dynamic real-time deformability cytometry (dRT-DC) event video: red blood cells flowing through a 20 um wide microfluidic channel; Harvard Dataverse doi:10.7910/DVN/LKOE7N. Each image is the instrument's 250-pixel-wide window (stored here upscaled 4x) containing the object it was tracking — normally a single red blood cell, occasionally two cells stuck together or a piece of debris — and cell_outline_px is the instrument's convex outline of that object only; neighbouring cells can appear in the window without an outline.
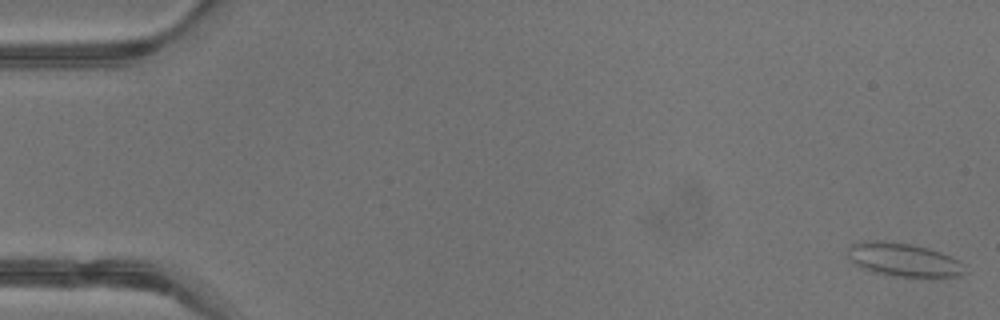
{"species": "common noctule bat (a hibernating species)", "species_latin": "Nyctalus noctula", "temperature_condition": "warm", "stored_images_in_passage": 44, "camera_frame_rate_fps": 3000, "um_per_image_px": 0.085, "animal": {"sex": "male", "body_mass_g": 13.3}, "frame": {"image": 1, "passage_image": 1, "time_ms": 0.0, "image_size_px": [1000, 320], "cell_outline_px": [[968, 272], [960, 276], [888, 276], [872, 272], [856, 264], [848, 256], [848, 248], [852, 244], [860, 240], [884, 240], [912, 244], [928, 248], [952, 256], [960, 260], [964, 264]], "centroid_in_image_um": [76.82, 22.06], "position_along_channel_um": 8.2, "area_um2": 23.06}}
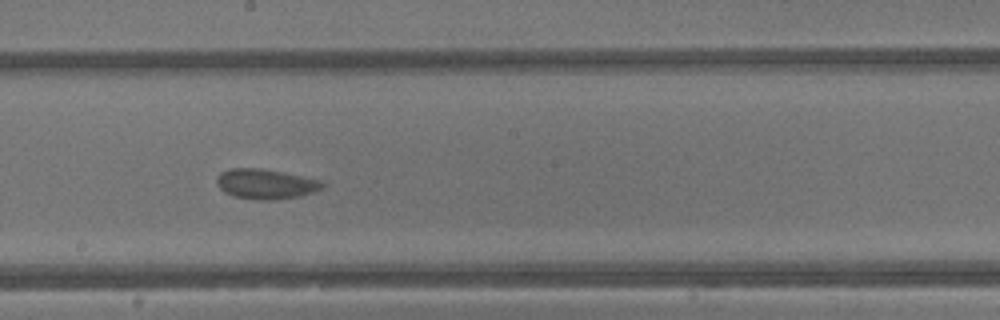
{"frame": {"image": 2, "passage_image": 25, "time_ms": 8.0, "image_size_px": [1000, 320], "cell_outline_px": [[324, 188], [300, 196], [276, 200], [256, 200], [232, 196], [224, 192], [216, 184], [216, 176], [220, 172], [228, 168], [260, 168], [284, 172], [320, 180], [324, 184]], "centroid_in_image_um": [22.54, 15.64], "position_along_channel_um": 225.7, "area_um2": 18.73}}
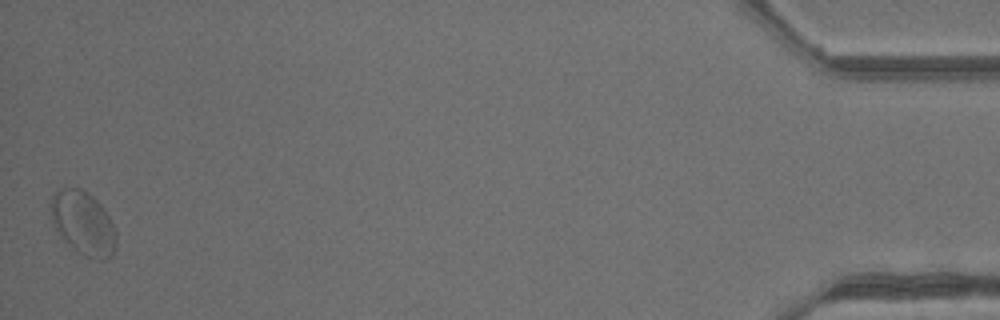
{"frame": {"image": 3, "passage_image": 44, "time_ms": 14.333, "image_size_px": [1000, 320], "cell_outline_px": [[116, 248], [112, 256], [104, 260], [100, 260], [84, 256], [68, 244], [56, 232], [52, 224], [52, 192], [60, 188], [80, 188], [88, 192], [100, 204], [108, 216], [116, 232]], "centroid_in_image_um": [7.07, 18.98], "position_along_channel_um": 428.1, "area_um2": 24.28}}